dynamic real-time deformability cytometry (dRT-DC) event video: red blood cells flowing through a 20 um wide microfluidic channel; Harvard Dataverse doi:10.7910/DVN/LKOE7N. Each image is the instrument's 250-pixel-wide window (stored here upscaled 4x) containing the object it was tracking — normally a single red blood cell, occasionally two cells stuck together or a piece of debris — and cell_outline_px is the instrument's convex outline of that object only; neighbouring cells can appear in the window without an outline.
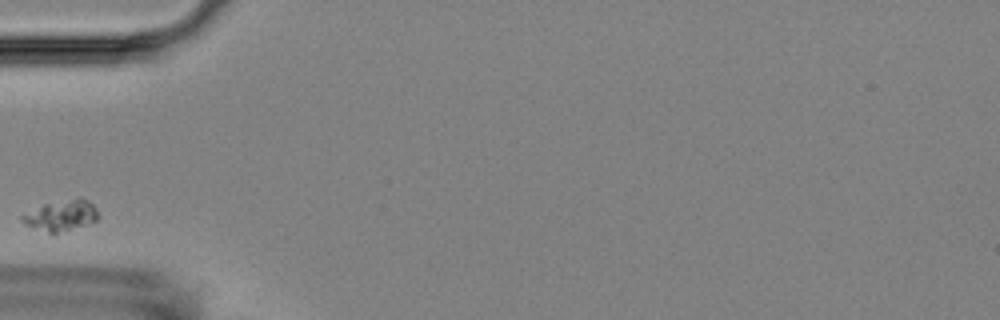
{"species": "Egyptian fruit bat (a non-hibernating species)", "species_latin": "Rousettus aegyptiacus", "temperature_condition": "room temperature", "stored_images_in_passage": 8, "camera_frame_rate_fps": 3000, "um_per_image_px": 0.085, "animal": {"sex": "female"}, "frame": {"image": 1, "passage_image": 2, "time_ms": 1.0, "image_size_px": [1000, 320], "cell_outline_px": [[96, 220], [52, 236], [32, 228], [24, 224], [20, 220], [20, 216], [44, 204], [80, 196], [88, 200], [96, 208]], "centroid_in_image_um": [5.14, 18.34], "position_along_channel_um": 79.9, "area_um2": 13.81}}
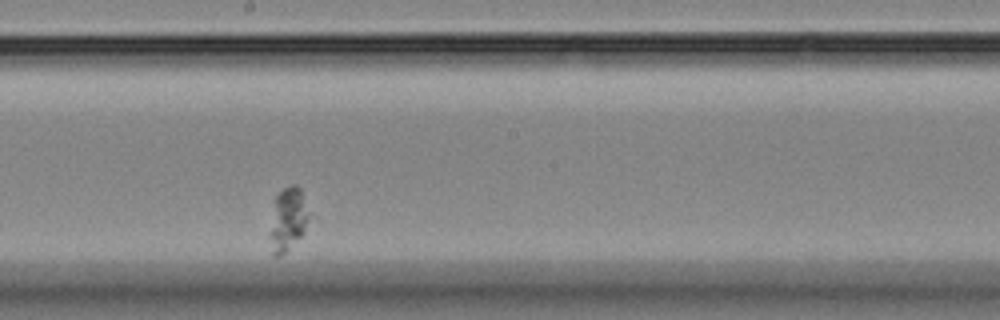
{"frame": {"image": 2, "passage_image": 6, "time_ms": 5.667, "image_size_px": [1000, 320], "cell_outline_px": [[308, 220], [304, 232], [280, 256], [272, 256], [272, 232], [276, 196], [284, 188], [292, 184], [296, 184], [300, 188], [308, 216]], "centroid_in_image_um": [24.5, 18.62], "position_along_channel_um": 223.7, "area_um2": 13.24}}
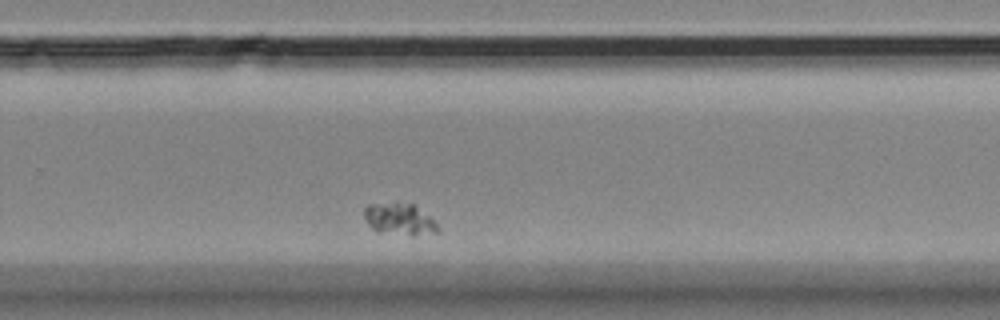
{"frame": {"image": 3, "passage_image": 8, "time_ms": 8.0, "image_size_px": [1000, 320], "cell_outline_px": [[440, 232], [412, 236], [376, 232], [364, 220], [364, 208], [368, 204], [412, 204], [428, 216], [440, 228]], "centroid_in_image_um": [33.93, 18.68], "position_along_channel_um": 295.9, "area_um2": 13.47}}